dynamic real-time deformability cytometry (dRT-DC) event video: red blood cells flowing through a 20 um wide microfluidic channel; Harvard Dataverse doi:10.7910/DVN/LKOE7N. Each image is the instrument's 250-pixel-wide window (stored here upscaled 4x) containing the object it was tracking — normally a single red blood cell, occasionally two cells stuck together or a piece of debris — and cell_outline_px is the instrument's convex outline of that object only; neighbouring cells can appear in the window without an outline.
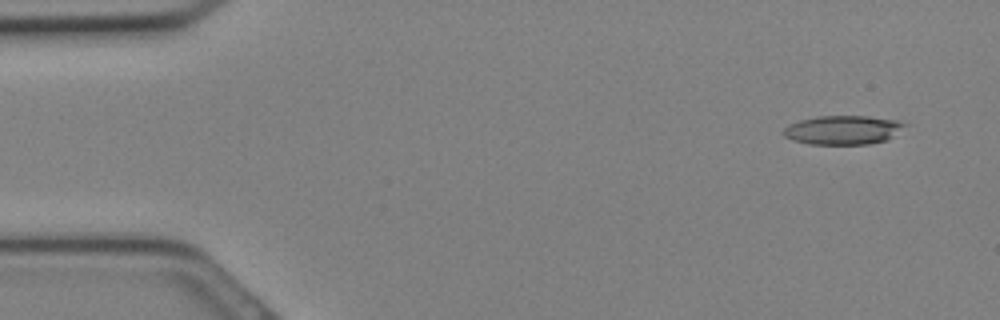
{"species": "Egyptian fruit bat (a non-hibernating species)", "species_latin": "Rousettus aegyptiacus", "temperature_condition": "cold", "stored_images_in_passage": 7, "camera_frame_rate_fps": 3000, "um_per_image_px": 0.085, "animal": {"sex": "female"}, "frame": {"image": 1, "passage_image": 2, "time_ms": 0.333, "image_size_px": [1000, 320], "cell_outline_px": [[908, 124], [888, 140], [868, 144], [808, 144], [792, 140], [784, 136], [780, 132], [788, 124], [800, 120], [816, 116], [868, 116], [896, 120]], "centroid_in_image_um": [71.61, 11.05], "position_along_channel_um": 13.4, "area_um2": 20.63}}